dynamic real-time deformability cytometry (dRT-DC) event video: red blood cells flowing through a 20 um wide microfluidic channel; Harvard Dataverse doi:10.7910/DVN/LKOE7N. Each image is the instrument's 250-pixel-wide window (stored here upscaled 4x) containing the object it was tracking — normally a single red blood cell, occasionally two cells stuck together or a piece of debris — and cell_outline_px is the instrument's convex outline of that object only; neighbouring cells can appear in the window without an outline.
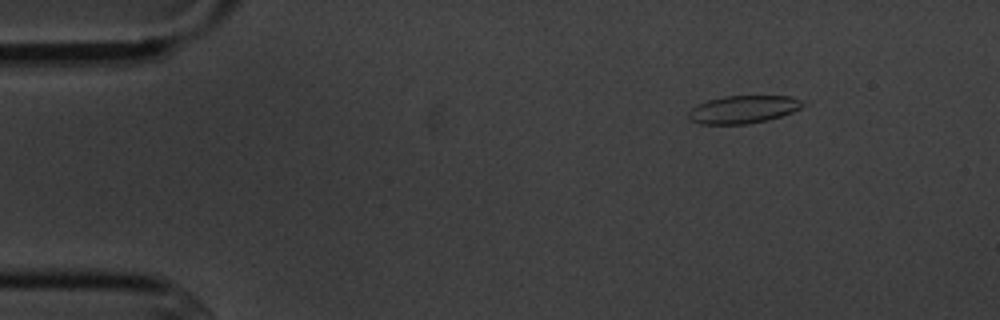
{"species": "common noctule bat (a hibernating species)", "species_latin": "Nyctalus noctula", "temperature_condition": "cold", "stored_images_in_passage": 8, "camera_frame_rate_fps": 3000, "um_per_image_px": 0.085, "animal": {"sex": "male", "body_mass_g": 20.1, "forearm_length_mm": 53.5}, "frame": {"image": 1, "passage_image": 1, "time_ms": 0.0, "image_size_px": [1000, 320], "cell_outline_px": [[804, 104], [800, 108], [792, 112], [768, 120], [748, 124], [700, 124], [692, 120], [688, 116], [688, 112], [692, 108], [708, 100], [724, 96], [792, 96], [804, 100]], "centroid_in_image_um": [63.21, 9.3], "position_along_channel_um": 21.8, "area_um2": 18.44}}
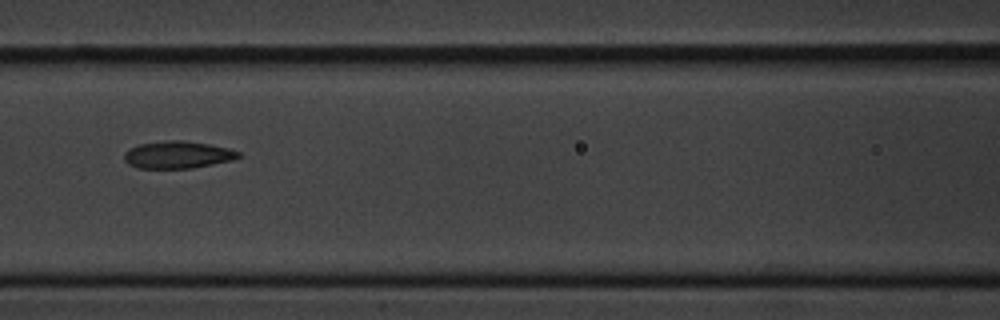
{"frame": {"image": 2, "passage_image": 6, "time_ms": 5.667, "image_size_px": [1000, 320], "cell_outline_px": [[240, 156], [232, 160], [192, 168], [140, 168], [128, 164], [124, 160], [124, 152], [128, 148], [140, 144], [168, 140], [184, 140], [208, 144], [228, 148], [240, 152]], "centroid_in_image_um": [15.07, 13.15], "position_along_channel_um": 151.5, "area_um2": 18.09}}
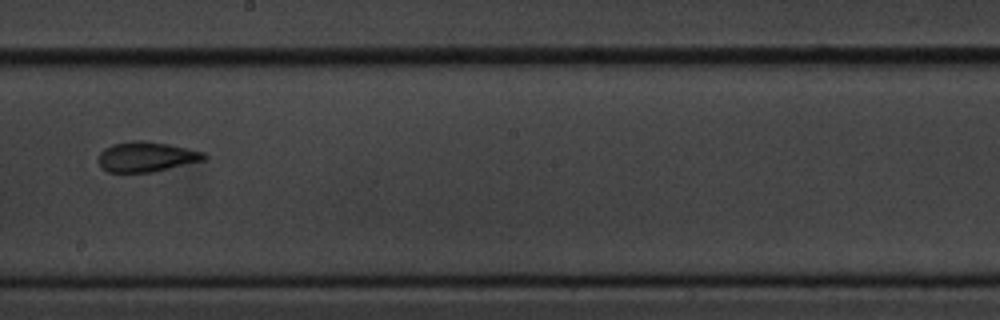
{"frame": {"image": 3, "passage_image": 8, "time_ms": 8.0, "image_size_px": [1000, 320], "cell_outline_px": [[208, 156], [204, 160], [152, 172], [108, 172], [100, 168], [100, 152], [104, 148], [112, 144], [132, 140], [144, 140], [168, 144], [204, 152]], "centroid_in_image_um": [12.43, 13.32], "position_along_channel_um": 235.8, "area_um2": 18.44}}